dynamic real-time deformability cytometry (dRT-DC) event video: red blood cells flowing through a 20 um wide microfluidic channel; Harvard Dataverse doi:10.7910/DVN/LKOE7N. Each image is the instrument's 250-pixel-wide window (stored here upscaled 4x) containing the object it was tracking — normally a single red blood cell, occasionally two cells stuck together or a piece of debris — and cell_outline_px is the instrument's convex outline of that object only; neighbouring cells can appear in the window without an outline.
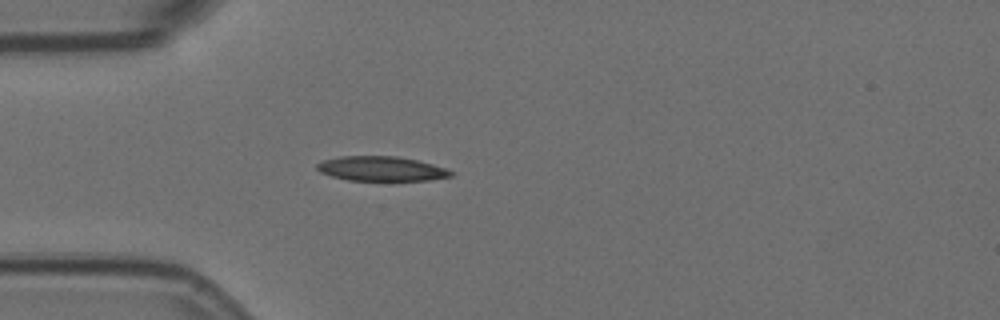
{"species": "Egyptian fruit bat (a non-hibernating species)", "species_latin": "Rousettus aegyptiacus", "temperature_condition": "room temperature", "stored_images_in_passage": 4, "camera_frame_rate_fps": 3000, "um_per_image_px": 0.085, "animal": {"sex": "female"}, "frame": {"image": 1, "passage_image": 4, "time_ms": 1.0, "image_size_px": [1000, 320], "cell_outline_px": [[452, 176], [428, 180], [348, 180], [332, 176], [320, 172], [316, 168], [316, 164], [324, 160], [340, 156], [396, 156], [416, 160], [432, 164], [444, 168], [452, 172]], "centroid_in_image_um": [32.37, 14.33], "position_along_channel_um": 52.6, "area_um2": 18.96}}